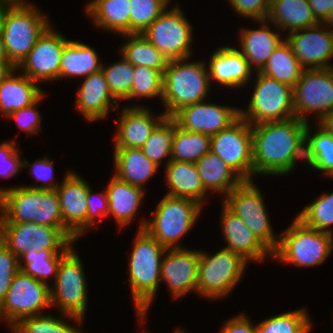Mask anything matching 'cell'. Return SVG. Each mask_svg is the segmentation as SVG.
Here are the masks:
<instances>
[{"label":"cell","instance_id":"1","mask_svg":"<svg viewBox=\"0 0 333 333\" xmlns=\"http://www.w3.org/2000/svg\"><path fill=\"white\" fill-rule=\"evenodd\" d=\"M307 122L293 117L251 126L253 180L256 175L283 176L295 145L305 135Z\"/></svg>","mask_w":333,"mask_h":333},{"label":"cell","instance_id":"2","mask_svg":"<svg viewBox=\"0 0 333 333\" xmlns=\"http://www.w3.org/2000/svg\"><path fill=\"white\" fill-rule=\"evenodd\" d=\"M137 231L128 262V282L138 321L142 323L158 292L161 262L167 248L145 229Z\"/></svg>","mask_w":333,"mask_h":333},{"label":"cell","instance_id":"3","mask_svg":"<svg viewBox=\"0 0 333 333\" xmlns=\"http://www.w3.org/2000/svg\"><path fill=\"white\" fill-rule=\"evenodd\" d=\"M0 216L7 223L30 222L59 228L72 242L78 240L64 225L56 190L5 187Z\"/></svg>","mask_w":333,"mask_h":333},{"label":"cell","instance_id":"4","mask_svg":"<svg viewBox=\"0 0 333 333\" xmlns=\"http://www.w3.org/2000/svg\"><path fill=\"white\" fill-rule=\"evenodd\" d=\"M190 57L171 60L163 73L164 113L172 117L182 107L206 101L210 77L206 61H188Z\"/></svg>","mask_w":333,"mask_h":333},{"label":"cell","instance_id":"5","mask_svg":"<svg viewBox=\"0 0 333 333\" xmlns=\"http://www.w3.org/2000/svg\"><path fill=\"white\" fill-rule=\"evenodd\" d=\"M157 203L152 218H142L137 229H145L167 249L185 248L180 239L194 228L204 207L193 199L167 194Z\"/></svg>","mask_w":333,"mask_h":333},{"label":"cell","instance_id":"6","mask_svg":"<svg viewBox=\"0 0 333 333\" xmlns=\"http://www.w3.org/2000/svg\"><path fill=\"white\" fill-rule=\"evenodd\" d=\"M333 250V234L306 226L297 217L284 232L273 258L297 267H315L323 264Z\"/></svg>","mask_w":333,"mask_h":333},{"label":"cell","instance_id":"7","mask_svg":"<svg viewBox=\"0 0 333 333\" xmlns=\"http://www.w3.org/2000/svg\"><path fill=\"white\" fill-rule=\"evenodd\" d=\"M40 11L36 5L3 8L0 33L8 59L16 68L51 25L49 19Z\"/></svg>","mask_w":333,"mask_h":333},{"label":"cell","instance_id":"8","mask_svg":"<svg viewBox=\"0 0 333 333\" xmlns=\"http://www.w3.org/2000/svg\"><path fill=\"white\" fill-rule=\"evenodd\" d=\"M209 254L200 250L197 295L218 300L232 293L241 281L249 262L240 254L224 247L213 255Z\"/></svg>","mask_w":333,"mask_h":333},{"label":"cell","instance_id":"9","mask_svg":"<svg viewBox=\"0 0 333 333\" xmlns=\"http://www.w3.org/2000/svg\"><path fill=\"white\" fill-rule=\"evenodd\" d=\"M254 91L240 117L251 126L295 117L293 87L256 72Z\"/></svg>","mask_w":333,"mask_h":333},{"label":"cell","instance_id":"10","mask_svg":"<svg viewBox=\"0 0 333 333\" xmlns=\"http://www.w3.org/2000/svg\"><path fill=\"white\" fill-rule=\"evenodd\" d=\"M254 183L255 180L242 181L221 203L240 217L256 238L273 254L278 248L280 236L272 229L263 195Z\"/></svg>","mask_w":333,"mask_h":333},{"label":"cell","instance_id":"11","mask_svg":"<svg viewBox=\"0 0 333 333\" xmlns=\"http://www.w3.org/2000/svg\"><path fill=\"white\" fill-rule=\"evenodd\" d=\"M79 254L72 248L60 261L57 277L50 286L51 307L61 314L84 319L87 307V279Z\"/></svg>","mask_w":333,"mask_h":333},{"label":"cell","instance_id":"12","mask_svg":"<svg viewBox=\"0 0 333 333\" xmlns=\"http://www.w3.org/2000/svg\"><path fill=\"white\" fill-rule=\"evenodd\" d=\"M0 241L18 259L42 250H71L72 242L59 228L37 223H7L0 216Z\"/></svg>","mask_w":333,"mask_h":333},{"label":"cell","instance_id":"13","mask_svg":"<svg viewBox=\"0 0 333 333\" xmlns=\"http://www.w3.org/2000/svg\"><path fill=\"white\" fill-rule=\"evenodd\" d=\"M48 307H51L50 285L19 270L0 304V322L2 319L11 329L23 318L44 314Z\"/></svg>","mask_w":333,"mask_h":333},{"label":"cell","instance_id":"14","mask_svg":"<svg viewBox=\"0 0 333 333\" xmlns=\"http://www.w3.org/2000/svg\"><path fill=\"white\" fill-rule=\"evenodd\" d=\"M193 27L179 4L167 8L143 33L169 61L192 56Z\"/></svg>","mask_w":333,"mask_h":333},{"label":"cell","instance_id":"15","mask_svg":"<svg viewBox=\"0 0 333 333\" xmlns=\"http://www.w3.org/2000/svg\"><path fill=\"white\" fill-rule=\"evenodd\" d=\"M295 117L309 123L312 113L316 122L333 111V67L304 69L293 87Z\"/></svg>","mask_w":333,"mask_h":333},{"label":"cell","instance_id":"16","mask_svg":"<svg viewBox=\"0 0 333 333\" xmlns=\"http://www.w3.org/2000/svg\"><path fill=\"white\" fill-rule=\"evenodd\" d=\"M210 151L243 181L253 180L252 132L246 120L239 117L228 128L212 135Z\"/></svg>","mask_w":333,"mask_h":333},{"label":"cell","instance_id":"17","mask_svg":"<svg viewBox=\"0 0 333 333\" xmlns=\"http://www.w3.org/2000/svg\"><path fill=\"white\" fill-rule=\"evenodd\" d=\"M52 25L40 36L28 56L17 67L37 83L60 80L61 55L69 39Z\"/></svg>","mask_w":333,"mask_h":333},{"label":"cell","instance_id":"18","mask_svg":"<svg viewBox=\"0 0 333 333\" xmlns=\"http://www.w3.org/2000/svg\"><path fill=\"white\" fill-rule=\"evenodd\" d=\"M285 40L304 69L333 67L329 63L333 58V32L322 23L290 32Z\"/></svg>","mask_w":333,"mask_h":333},{"label":"cell","instance_id":"19","mask_svg":"<svg viewBox=\"0 0 333 333\" xmlns=\"http://www.w3.org/2000/svg\"><path fill=\"white\" fill-rule=\"evenodd\" d=\"M239 117L240 108L207 101L184 106L172 116L181 129L210 136L228 128Z\"/></svg>","mask_w":333,"mask_h":333},{"label":"cell","instance_id":"20","mask_svg":"<svg viewBox=\"0 0 333 333\" xmlns=\"http://www.w3.org/2000/svg\"><path fill=\"white\" fill-rule=\"evenodd\" d=\"M200 249H167L161 262V281L165 282L171 298L197 293Z\"/></svg>","mask_w":333,"mask_h":333},{"label":"cell","instance_id":"21","mask_svg":"<svg viewBox=\"0 0 333 333\" xmlns=\"http://www.w3.org/2000/svg\"><path fill=\"white\" fill-rule=\"evenodd\" d=\"M89 182L68 170L56 189L63 225L79 239L87 233V194Z\"/></svg>","mask_w":333,"mask_h":333},{"label":"cell","instance_id":"22","mask_svg":"<svg viewBox=\"0 0 333 333\" xmlns=\"http://www.w3.org/2000/svg\"><path fill=\"white\" fill-rule=\"evenodd\" d=\"M146 105L124 107L119 112L117 130L114 137V148H142L156 126L166 117L162 112L158 116L152 114ZM155 116V117H154Z\"/></svg>","mask_w":333,"mask_h":333},{"label":"cell","instance_id":"23","mask_svg":"<svg viewBox=\"0 0 333 333\" xmlns=\"http://www.w3.org/2000/svg\"><path fill=\"white\" fill-rule=\"evenodd\" d=\"M76 92L75 106L89 123L109 116L110 110H118L119 101L111 93L102 69L83 78Z\"/></svg>","mask_w":333,"mask_h":333},{"label":"cell","instance_id":"24","mask_svg":"<svg viewBox=\"0 0 333 333\" xmlns=\"http://www.w3.org/2000/svg\"><path fill=\"white\" fill-rule=\"evenodd\" d=\"M207 67L211 84L216 82L229 89L243 87L254 74L243 54L229 45L217 48Z\"/></svg>","mask_w":333,"mask_h":333},{"label":"cell","instance_id":"25","mask_svg":"<svg viewBox=\"0 0 333 333\" xmlns=\"http://www.w3.org/2000/svg\"><path fill=\"white\" fill-rule=\"evenodd\" d=\"M221 211V229L227 243L224 248L240 254L248 262H263L273 254L248 229L242 219L231 212L223 203Z\"/></svg>","mask_w":333,"mask_h":333},{"label":"cell","instance_id":"26","mask_svg":"<svg viewBox=\"0 0 333 333\" xmlns=\"http://www.w3.org/2000/svg\"><path fill=\"white\" fill-rule=\"evenodd\" d=\"M254 22L261 24L260 27L257 29L240 27L238 38L240 49L238 50L243 54L250 68H253L254 72H259L285 37H280V32L277 33L280 30L270 23L273 26L272 30L267 19Z\"/></svg>","mask_w":333,"mask_h":333},{"label":"cell","instance_id":"27","mask_svg":"<svg viewBox=\"0 0 333 333\" xmlns=\"http://www.w3.org/2000/svg\"><path fill=\"white\" fill-rule=\"evenodd\" d=\"M105 191L109 203L108 216L115 220L118 228L128 226L138 214L146 191L119 179L114 174Z\"/></svg>","mask_w":333,"mask_h":333},{"label":"cell","instance_id":"28","mask_svg":"<svg viewBox=\"0 0 333 333\" xmlns=\"http://www.w3.org/2000/svg\"><path fill=\"white\" fill-rule=\"evenodd\" d=\"M167 195L190 198L205 205L208 192L205 190L195 163L171 159L164 167Z\"/></svg>","mask_w":333,"mask_h":333},{"label":"cell","instance_id":"29","mask_svg":"<svg viewBox=\"0 0 333 333\" xmlns=\"http://www.w3.org/2000/svg\"><path fill=\"white\" fill-rule=\"evenodd\" d=\"M16 68L0 84V112L6 119L14 111L28 107L35 103L43 94L37 82L18 72Z\"/></svg>","mask_w":333,"mask_h":333},{"label":"cell","instance_id":"30","mask_svg":"<svg viewBox=\"0 0 333 333\" xmlns=\"http://www.w3.org/2000/svg\"><path fill=\"white\" fill-rule=\"evenodd\" d=\"M114 175L119 179L143 190L145 183L158 171L141 148H113Z\"/></svg>","mask_w":333,"mask_h":333},{"label":"cell","instance_id":"31","mask_svg":"<svg viewBox=\"0 0 333 333\" xmlns=\"http://www.w3.org/2000/svg\"><path fill=\"white\" fill-rule=\"evenodd\" d=\"M130 0H91L85 13L98 29L111 31L120 37L130 34Z\"/></svg>","mask_w":333,"mask_h":333},{"label":"cell","instance_id":"32","mask_svg":"<svg viewBox=\"0 0 333 333\" xmlns=\"http://www.w3.org/2000/svg\"><path fill=\"white\" fill-rule=\"evenodd\" d=\"M267 20L288 33L319 24L308 0H271Z\"/></svg>","mask_w":333,"mask_h":333},{"label":"cell","instance_id":"33","mask_svg":"<svg viewBox=\"0 0 333 333\" xmlns=\"http://www.w3.org/2000/svg\"><path fill=\"white\" fill-rule=\"evenodd\" d=\"M195 166L208 193L215 191L217 194H224L225 196L223 195V197H226L243 181L224 161L211 151L195 162Z\"/></svg>","mask_w":333,"mask_h":333},{"label":"cell","instance_id":"34","mask_svg":"<svg viewBox=\"0 0 333 333\" xmlns=\"http://www.w3.org/2000/svg\"><path fill=\"white\" fill-rule=\"evenodd\" d=\"M95 48L84 42L69 40L61 55L60 79L86 77L102 69Z\"/></svg>","mask_w":333,"mask_h":333},{"label":"cell","instance_id":"35","mask_svg":"<svg viewBox=\"0 0 333 333\" xmlns=\"http://www.w3.org/2000/svg\"><path fill=\"white\" fill-rule=\"evenodd\" d=\"M125 44L120 49V55L133 66H145L162 74L167 69L169 59L161 53L143 34H124Z\"/></svg>","mask_w":333,"mask_h":333},{"label":"cell","instance_id":"36","mask_svg":"<svg viewBox=\"0 0 333 333\" xmlns=\"http://www.w3.org/2000/svg\"><path fill=\"white\" fill-rule=\"evenodd\" d=\"M303 71L304 68L284 39L259 72L269 78L294 87L299 81Z\"/></svg>","mask_w":333,"mask_h":333},{"label":"cell","instance_id":"37","mask_svg":"<svg viewBox=\"0 0 333 333\" xmlns=\"http://www.w3.org/2000/svg\"><path fill=\"white\" fill-rule=\"evenodd\" d=\"M60 315H62L60 316L61 318H56L54 315L52 316L46 312V314L26 317L11 329L15 333H83L81 329L68 323V320H72L75 324L80 325L83 321L81 318L67 314Z\"/></svg>","mask_w":333,"mask_h":333},{"label":"cell","instance_id":"38","mask_svg":"<svg viewBox=\"0 0 333 333\" xmlns=\"http://www.w3.org/2000/svg\"><path fill=\"white\" fill-rule=\"evenodd\" d=\"M211 136L175 128L171 159L183 162H197L210 151Z\"/></svg>","mask_w":333,"mask_h":333},{"label":"cell","instance_id":"39","mask_svg":"<svg viewBox=\"0 0 333 333\" xmlns=\"http://www.w3.org/2000/svg\"><path fill=\"white\" fill-rule=\"evenodd\" d=\"M69 251L42 250L34 254H24L19 259V268L24 274L49 284L47 278L53 277V282L55 281L60 261Z\"/></svg>","mask_w":333,"mask_h":333},{"label":"cell","instance_id":"40","mask_svg":"<svg viewBox=\"0 0 333 333\" xmlns=\"http://www.w3.org/2000/svg\"><path fill=\"white\" fill-rule=\"evenodd\" d=\"M177 126L176 121L172 117L166 116L156 126L141 148L144 155L158 167H160L164 158H166L165 165L171 160L173 136Z\"/></svg>","mask_w":333,"mask_h":333},{"label":"cell","instance_id":"41","mask_svg":"<svg viewBox=\"0 0 333 333\" xmlns=\"http://www.w3.org/2000/svg\"><path fill=\"white\" fill-rule=\"evenodd\" d=\"M312 324L306 308H301L271 316L256 325L258 333H309Z\"/></svg>","mask_w":333,"mask_h":333},{"label":"cell","instance_id":"42","mask_svg":"<svg viewBox=\"0 0 333 333\" xmlns=\"http://www.w3.org/2000/svg\"><path fill=\"white\" fill-rule=\"evenodd\" d=\"M297 218L306 226L333 234V193H323L300 211Z\"/></svg>","mask_w":333,"mask_h":333},{"label":"cell","instance_id":"43","mask_svg":"<svg viewBox=\"0 0 333 333\" xmlns=\"http://www.w3.org/2000/svg\"><path fill=\"white\" fill-rule=\"evenodd\" d=\"M111 64H102V71L113 96L119 100H125L131 92L134 79V66L124 57Z\"/></svg>","mask_w":333,"mask_h":333},{"label":"cell","instance_id":"44","mask_svg":"<svg viewBox=\"0 0 333 333\" xmlns=\"http://www.w3.org/2000/svg\"><path fill=\"white\" fill-rule=\"evenodd\" d=\"M170 0H130V34L144 31L168 8Z\"/></svg>","mask_w":333,"mask_h":333},{"label":"cell","instance_id":"45","mask_svg":"<svg viewBox=\"0 0 333 333\" xmlns=\"http://www.w3.org/2000/svg\"><path fill=\"white\" fill-rule=\"evenodd\" d=\"M163 97V74L145 66H134V79L130 95L125 99Z\"/></svg>","mask_w":333,"mask_h":333},{"label":"cell","instance_id":"46","mask_svg":"<svg viewBox=\"0 0 333 333\" xmlns=\"http://www.w3.org/2000/svg\"><path fill=\"white\" fill-rule=\"evenodd\" d=\"M315 125L318 128L316 127L317 131L312 134V127L310 123L307 124L305 136L309 139L316 155L315 170L323 172L326 177L330 178L333 176V135L326 132L317 123Z\"/></svg>","mask_w":333,"mask_h":333},{"label":"cell","instance_id":"47","mask_svg":"<svg viewBox=\"0 0 333 333\" xmlns=\"http://www.w3.org/2000/svg\"><path fill=\"white\" fill-rule=\"evenodd\" d=\"M30 167L31 173L36 180L34 185H28L26 187L44 190H56L59 187V183L54 179V164L48 157L41 159L37 158L31 164L25 158H23V168ZM42 182V183H41ZM41 183V184H38Z\"/></svg>","mask_w":333,"mask_h":333},{"label":"cell","instance_id":"48","mask_svg":"<svg viewBox=\"0 0 333 333\" xmlns=\"http://www.w3.org/2000/svg\"><path fill=\"white\" fill-rule=\"evenodd\" d=\"M15 141L5 140L0 143V178H10L22 172L23 158H20V149L16 147L18 142Z\"/></svg>","mask_w":333,"mask_h":333},{"label":"cell","instance_id":"49","mask_svg":"<svg viewBox=\"0 0 333 333\" xmlns=\"http://www.w3.org/2000/svg\"><path fill=\"white\" fill-rule=\"evenodd\" d=\"M19 270L18 257L0 241V304L5 299L13 277Z\"/></svg>","mask_w":333,"mask_h":333},{"label":"cell","instance_id":"50","mask_svg":"<svg viewBox=\"0 0 333 333\" xmlns=\"http://www.w3.org/2000/svg\"><path fill=\"white\" fill-rule=\"evenodd\" d=\"M44 94L32 105L22 108L20 110L14 111L7 118L15 119L20 131L23 129L28 135L38 134L41 129V115L37 109V105L41 100H43Z\"/></svg>","mask_w":333,"mask_h":333},{"label":"cell","instance_id":"51","mask_svg":"<svg viewBox=\"0 0 333 333\" xmlns=\"http://www.w3.org/2000/svg\"><path fill=\"white\" fill-rule=\"evenodd\" d=\"M237 15L253 21L266 20L271 0H228Z\"/></svg>","mask_w":333,"mask_h":333},{"label":"cell","instance_id":"52","mask_svg":"<svg viewBox=\"0 0 333 333\" xmlns=\"http://www.w3.org/2000/svg\"><path fill=\"white\" fill-rule=\"evenodd\" d=\"M87 231L93 226L98 227L97 221L101 218L108 217L109 203L106 191L94 193L92 187L87 194ZM98 219V220H97Z\"/></svg>","mask_w":333,"mask_h":333},{"label":"cell","instance_id":"53","mask_svg":"<svg viewBox=\"0 0 333 333\" xmlns=\"http://www.w3.org/2000/svg\"><path fill=\"white\" fill-rule=\"evenodd\" d=\"M299 159H303V161L306 160V163H308L310 168H316V155L309 139L305 135L295 145L290 159L289 170L285 173L286 175L292 173L296 169Z\"/></svg>","mask_w":333,"mask_h":333},{"label":"cell","instance_id":"54","mask_svg":"<svg viewBox=\"0 0 333 333\" xmlns=\"http://www.w3.org/2000/svg\"><path fill=\"white\" fill-rule=\"evenodd\" d=\"M220 333H258V329L248 316L241 313L226 320Z\"/></svg>","mask_w":333,"mask_h":333},{"label":"cell","instance_id":"55","mask_svg":"<svg viewBox=\"0 0 333 333\" xmlns=\"http://www.w3.org/2000/svg\"><path fill=\"white\" fill-rule=\"evenodd\" d=\"M308 1L316 20L319 23H322L327 17L331 7L333 6V0H308Z\"/></svg>","mask_w":333,"mask_h":333},{"label":"cell","instance_id":"56","mask_svg":"<svg viewBox=\"0 0 333 333\" xmlns=\"http://www.w3.org/2000/svg\"><path fill=\"white\" fill-rule=\"evenodd\" d=\"M317 124L324 129L326 132L333 135V111L322 116Z\"/></svg>","mask_w":333,"mask_h":333},{"label":"cell","instance_id":"57","mask_svg":"<svg viewBox=\"0 0 333 333\" xmlns=\"http://www.w3.org/2000/svg\"><path fill=\"white\" fill-rule=\"evenodd\" d=\"M16 69L10 61H0V84Z\"/></svg>","mask_w":333,"mask_h":333},{"label":"cell","instance_id":"58","mask_svg":"<svg viewBox=\"0 0 333 333\" xmlns=\"http://www.w3.org/2000/svg\"><path fill=\"white\" fill-rule=\"evenodd\" d=\"M0 4L3 7L35 6L30 0H0Z\"/></svg>","mask_w":333,"mask_h":333},{"label":"cell","instance_id":"59","mask_svg":"<svg viewBox=\"0 0 333 333\" xmlns=\"http://www.w3.org/2000/svg\"><path fill=\"white\" fill-rule=\"evenodd\" d=\"M322 24L333 32V6L331 7L327 17L322 22Z\"/></svg>","mask_w":333,"mask_h":333},{"label":"cell","instance_id":"60","mask_svg":"<svg viewBox=\"0 0 333 333\" xmlns=\"http://www.w3.org/2000/svg\"><path fill=\"white\" fill-rule=\"evenodd\" d=\"M0 61H9L5 44L3 43L2 35L0 33Z\"/></svg>","mask_w":333,"mask_h":333},{"label":"cell","instance_id":"61","mask_svg":"<svg viewBox=\"0 0 333 333\" xmlns=\"http://www.w3.org/2000/svg\"><path fill=\"white\" fill-rule=\"evenodd\" d=\"M4 190H5V188L0 187V209H1V206H2Z\"/></svg>","mask_w":333,"mask_h":333},{"label":"cell","instance_id":"62","mask_svg":"<svg viewBox=\"0 0 333 333\" xmlns=\"http://www.w3.org/2000/svg\"><path fill=\"white\" fill-rule=\"evenodd\" d=\"M174 333H187V332H185L183 329H176L175 331H174Z\"/></svg>","mask_w":333,"mask_h":333},{"label":"cell","instance_id":"63","mask_svg":"<svg viewBox=\"0 0 333 333\" xmlns=\"http://www.w3.org/2000/svg\"><path fill=\"white\" fill-rule=\"evenodd\" d=\"M3 6L0 4V19H1V14H2V12H3Z\"/></svg>","mask_w":333,"mask_h":333}]
</instances>
